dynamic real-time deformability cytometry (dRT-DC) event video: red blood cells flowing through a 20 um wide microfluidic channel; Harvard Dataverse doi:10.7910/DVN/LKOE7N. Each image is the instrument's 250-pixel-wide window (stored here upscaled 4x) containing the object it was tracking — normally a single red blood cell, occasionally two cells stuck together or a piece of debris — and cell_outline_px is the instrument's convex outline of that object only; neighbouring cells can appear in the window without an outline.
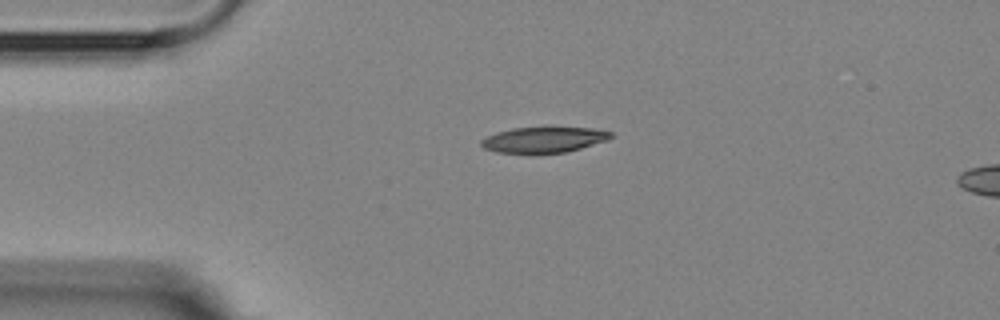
{"species": "Egyptian fruit bat (a non-hibernating species)", "species_latin": "Rousettus aegyptiacus", "temperature_condition": "room temperature", "stored_images_in_passage": 3, "segment_of_instrument_passage": [1, 2], "camera_frame_rate_fps": 3000, "um_per_image_px": 0.085, "animal": {"sex": "female"}, "frame": {"image": 1, "passage_image": 1, "time_ms": 0.0, "image_size_px": [1000, 320], "cell_outline_px": [[616, 136], [608, 140], [580, 148], [564, 152], [496, 152], [484, 148], [480, 144], [480, 140], [496, 132], [512, 128], [552, 124], [592, 128], [612, 132]], "centroid_in_image_um": [46.28, 11.8], "position_along_channel_um": 38.7, "area_um2": 20.11}}